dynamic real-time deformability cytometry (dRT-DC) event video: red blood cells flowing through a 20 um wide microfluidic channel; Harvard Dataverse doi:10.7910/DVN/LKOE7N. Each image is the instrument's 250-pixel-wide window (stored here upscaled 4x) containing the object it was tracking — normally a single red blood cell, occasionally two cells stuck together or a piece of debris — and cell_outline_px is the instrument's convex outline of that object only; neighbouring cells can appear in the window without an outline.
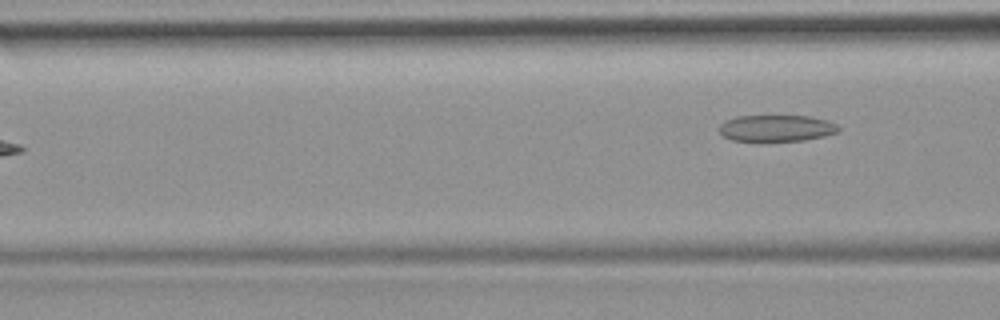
{"species": "common noctule bat (a hibernating species)", "species_latin": "Nyctalus noctula", "temperature_condition": "room temperature", "stored_images_in_passage": 8, "segment_of_instrument_passage": [2, 2], "camera_frame_rate_fps": 3000, "um_per_image_px": 0.085, "animal": {"sex": "female", "body_mass_g": 19.9}, "frame": {"image": 1, "passage_image": 8, "time_ms": 8.667, "image_size_px": [1000, 320], "cell_outline_px": [[840, 132], [824, 136], [804, 140], [760, 144], [756, 144], [732, 140], [724, 136], [720, 132], [720, 124], [724, 120], [736, 116], [812, 116], [828, 120], [836, 124], [840, 128]], "centroid_in_image_um": [65.98, 10.94], "position_along_channel_um": 100.6, "area_um2": 19.42}}